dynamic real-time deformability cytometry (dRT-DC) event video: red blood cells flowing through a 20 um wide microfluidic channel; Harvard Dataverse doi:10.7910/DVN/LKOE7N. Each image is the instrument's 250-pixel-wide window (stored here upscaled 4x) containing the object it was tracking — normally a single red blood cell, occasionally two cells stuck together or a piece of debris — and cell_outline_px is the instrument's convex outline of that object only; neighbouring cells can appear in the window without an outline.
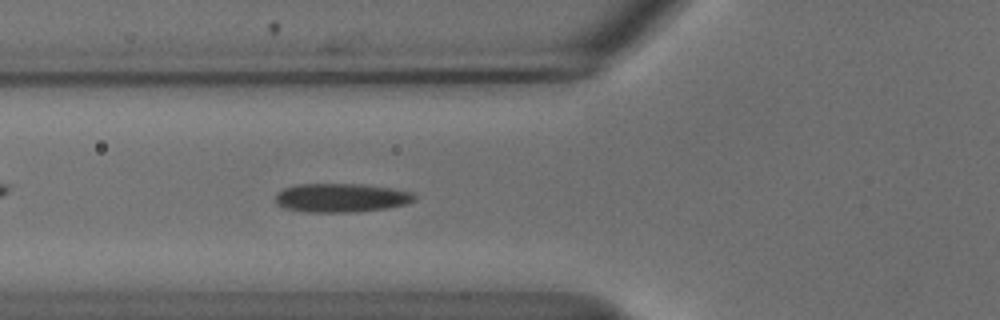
{"species": "common noctule bat (a hibernating species)", "species_latin": "Nyctalus noctula", "temperature_condition": "cold", "stored_images_in_passage": 43, "camera_frame_rate_fps": 3000, "um_per_image_px": 0.085, "animal": {"sex": "male", "body_mass_g": 18.8}, "frame": {"image": 1, "passage_image": 9, "time_ms": 2.667, "image_size_px": [1000, 320], "cell_outline_px": [[416, 200], [404, 204], [388, 208], [356, 212], [304, 212], [284, 208], [276, 204], [276, 196], [284, 188], [300, 184], [360, 184], [388, 188], [412, 192], [416, 196]], "centroid_in_image_um": [29.0, 16.82], "position_along_channel_um": 96.8, "area_um2": 23.24}}
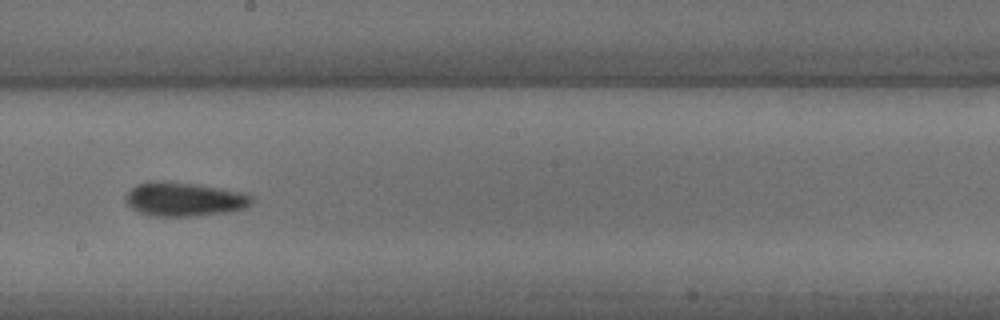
{"frame": {"image": 2, "passage_image": 20, "time_ms": 6.333, "image_size_px": [1000, 320], "cell_outline_px": [[252, 204], [244, 208], [228, 212], [196, 216], [156, 216], [140, 212], [132, 208], [124, 200], [124, 196], [136, 184], [152, 180], [164, 180], [196, 184], [248, 192], [252, 196]], "centroid_in_image_um": [15.68, 16.91], "position_along_channel_um": 232.5, "area_um2": 25.32}}
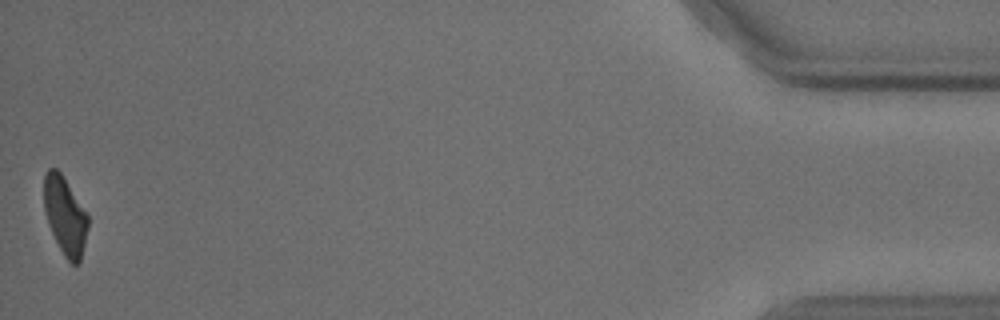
{"frame": {"image": 3, "passage_image": 43, "time_ms": 14.0, "image_size_px": [1000, 320], "cell_outline_px": [[88, 228], [80, 260], [76, 264], [72, 264], [64, 256], [48, 224], [44, 212], [44, 176], [48, 168], [56, 168], [60, 172], [88, 216]], "centroid_in_image_um": [5.51, 18.33], "position_along_channel_um": 429.7, "area_um2": 19.54}, "authors_computed_cell_mechanics": {"area_um2": 23.0044, "velocity_mm_per_s": 3.684, "shape_relaxation_time_tau1_ms": 5.5725, "shape_relaxation_time_tau2_ms": null, "deformation_change_tau1": 0.1256, "deformation_change_tau2": null}}